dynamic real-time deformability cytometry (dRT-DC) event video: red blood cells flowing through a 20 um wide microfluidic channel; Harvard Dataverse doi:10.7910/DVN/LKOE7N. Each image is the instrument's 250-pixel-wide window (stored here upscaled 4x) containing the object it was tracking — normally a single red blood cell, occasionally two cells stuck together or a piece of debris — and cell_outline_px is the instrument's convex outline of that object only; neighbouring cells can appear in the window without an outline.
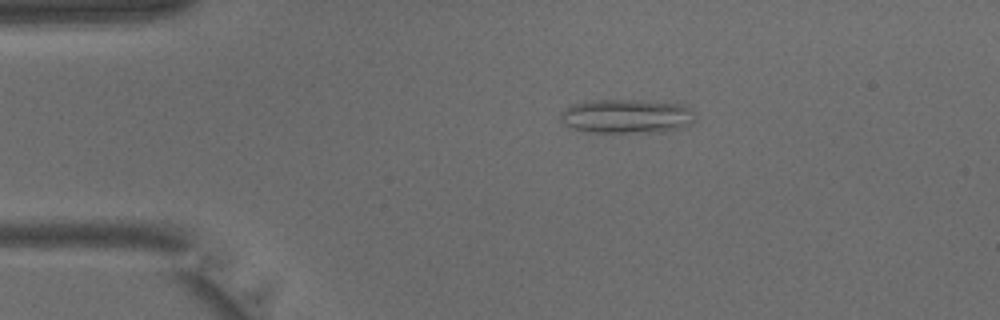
{"species": "common noctule bat (a hibernating species)", "species_latin": "Nyctalus noctula", "temperature_condition": "warm", "stored_images_in_passage": 39, "camera_frame_rate_fps": 3000, "um_per_image_px": 0.085, "animal": {"sex": "male", "body_mass_g": 15.6}, "frame": {"image": 1, "passage_image": 6, "time_ms": 1.667, "image_size_px": [1000, 320], "cell_outline_px": [[696, 120], [692, 124], [680, 128], [664, 132], [584, 132], [572, 128], [564, 124], [560, 120], [560, 112], [572, 104], [588, 100], [636, 100], [684, 104], [696, 116]], "centroid_in_image_um": [53.26, 9.88], "position_along_channel_um": 31.7, "area_um2": 27.11}}
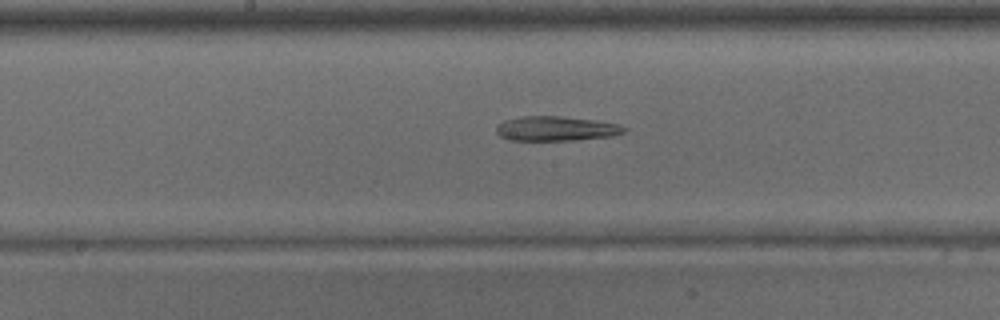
{"frame": {"image": 2, "passage_image": 19, "time_ms": 6.0, "image_size_px": [1000, 320], "cell_outline_px": [[628, 128], [624, 132], [612, 136], [572, 140], [508, 140], [500, 136], [496, 132], [496, 128], [504, 120], [524, 116], [560, 116], [596, 120], [620, 124]], "centroid_in_image_um": [47.29, 10.93], "position_along_channel_um": 200.9, "area_um2": 18.32}}
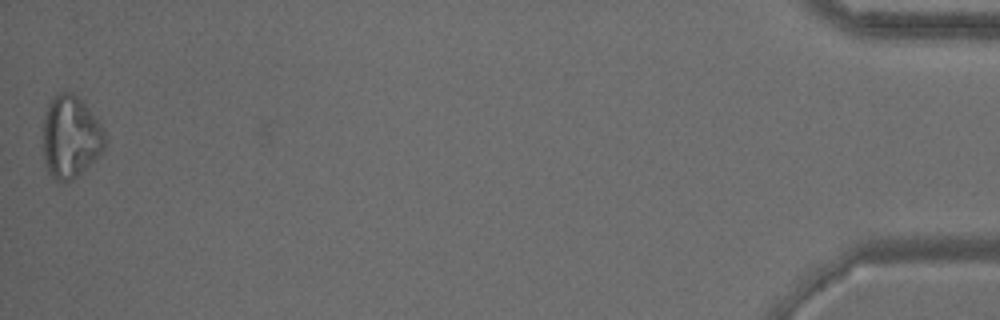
{"frame": {"image": 3, "passage_image": 39, "time_ms": 12.667, "image_size_px": [1000, 320], "cell_outline_px": [[104, 148], [68, 184], [56, 180], [48, 172], [44, 164], [44, 120], [48, 104], [56, 92], [76, 92], [100, 124], [104, 132]], "centroid_in_image_um": [5.96, 11.61], "position_along_channel_um": 429.2, "area_um2": 29.36}}